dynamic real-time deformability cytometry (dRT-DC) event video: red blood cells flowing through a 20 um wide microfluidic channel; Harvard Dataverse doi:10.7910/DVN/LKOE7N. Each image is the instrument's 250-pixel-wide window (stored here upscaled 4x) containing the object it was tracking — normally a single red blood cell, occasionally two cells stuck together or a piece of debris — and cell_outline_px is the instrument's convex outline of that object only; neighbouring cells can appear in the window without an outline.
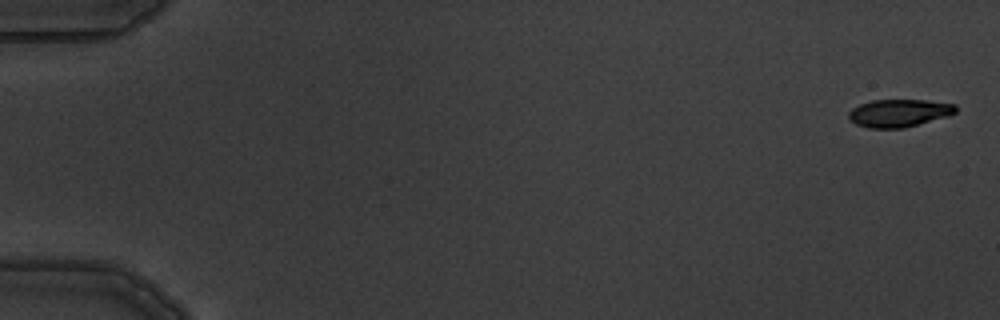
{"species": "common noctule bat (a hibernating species)", "species_latin": "Nyctalus noctula", "temperature_condition": "warm", "stored_images_in_passage": 9, "camera_frame_rate_fps": 3000, "um_per_image_px": 0.085, "animal": {"sex": "male", "body_mass_g": 19.5, "forearm_length_mm": 54.6}, "frame": {"image": 1, "passage_image": 1, "time_ms": 0.0, "image_size_px": [1000, 320], "cell_outline_px": [[956, 112], [948, 116], [904, 128], [868, 128], [856, 124], [848, 116], [848, 112], [852, 108], [860, 104], [872, 100], [924, 100], [956, 104]], "centroid_in_image_um": [76.41, 9.61], "position_along_channel_um": 8.6, "area_um2": 17.22}}
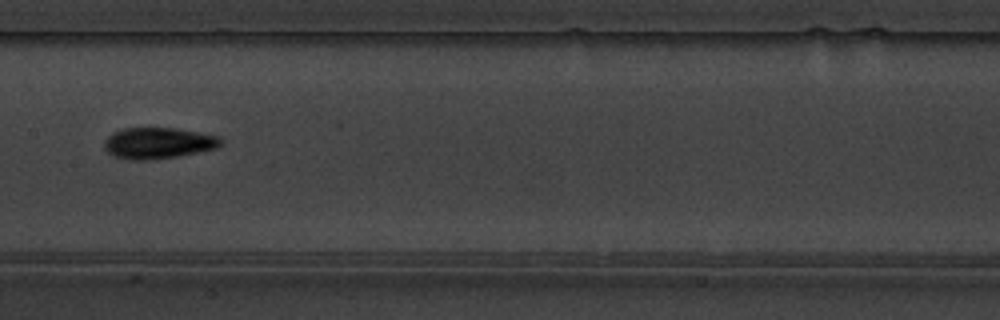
{"frame": {"image": 2, "passage_image": 9, "time_ms": 9.0, "image_size_px": [1000, 320], "cell_outline_px": [[224, 140], [216, 148], [176, 156], [148, 160], [132, 160], [112, 156], [104, 148], [104, 140], [112, 132], [124, 128], [176, 128], [220, 136]], "centroid_in_image_um": [13.42, 12.15], "position_along_channel_um": 194.0, "area_um2": 21.15}}